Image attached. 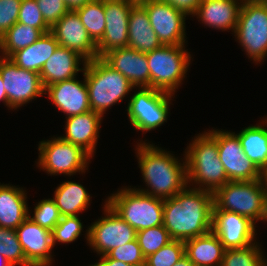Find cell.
Returning <instances> with one entry per match:
<instances>
[{
	"label": "cell",
	"mask_w": 267,
	"mask_h": 266,
	"mask_svg": "<svg viewBox=\"0 0 267 266\" xmlns=\"http://www.w3.org/2000/svg\"><path fill=\"white\" fill-rule=\"evenodd\" d=\"M213 192L187 186L164 199L163 226L172 240L186 241L212 230Z\"/></svg>",
	"instance_id": "obj_1"
},
{
	"label": "cell",
	"mask_w": 267,
	"mask_h": 266,
	"mask_svg": "<svg viewBox=\"0 0 267 266\" xmlns=\"http://www.w3.org/2000/svg\"><path fill=\"white\" fill-rule=\"evenodd\" d=\"M146 141L138 142L135 153L147 189H134L156 198L174 197L188 186L185 157L181 163L170 151Z\"/></svg>",
	"instance_id": "obj_2"
},
{
	"label": "cell",
	"mask_w": 267,
	"mask_h": 266,
	"mask_svg": "<svg viewBox=\"0 0 267 266\" xmlns=\"http://www.w3.org/2000/svg\"><path fill=\"white\" fill-rule=\"evenodd\" d=\"M185 150L188 186L195 184L193 188L214 193L229 182L219 158L217 140L209 132L195 136Z\"/></svg>",
	"instance_id": "obj_3"
},
{
	"label": "cell",
	"mask_w": 267,
	"mask_h": 266,
	"mask_svg": "<svg viewBox=\"0 0 267 266\" xmlns=\"http://www.w3.org/2000/svg\"><path fill=\"white\" fill-rule=\"evenodd\" d=\"M85 76L91 110L106 114L107 109L121 102L135 87L131 82L109 66L102 58L86 62Z\"/></svg>",
	"instance_id": "obj_4"
},
{
	"label": "cell",
	"mask_w": 267,
	"mask_h": 266,
	"mask_svg": "<svg viewBox=\"0 0 267 266\" xmlns=\"http://www.w3.org/2000/svg\"><path fill=\"white\" fill-rule=\"evenodd\" d=\"M213 210L235 212L254 223L267 221V198L261 179L229 181L213 193Z\"/></svg>",
	"instance_id": "obj_5"
},
{
	"label": "cell",
	"mask_w": 267,
	"mask_h": 266,
	"mask_svg": "<svg viewBox=\"0 0 267 266\" xmlns=\"http://www.w3.org/2000/svg\"><path fill=\"white\" fill-rule=\"evenodd\" d=\"M136 232L163 225L164 199L123 187L105 201Z\"/></svg>",
	"instance_id": "obj_6"
},
{
	"label": "cell",
	"mask_w": 267,
	"mask_h": 266,
	"mask_svg": "<svg viewBox=\"0 0 267 266\" xmlns=\"http://www.w3.org/2000/svg\"><path fill=\"white\" fill-rule=\"evenodd\" d=\"M149 64L150 88L175 95L183 84L191 62L185 45H162L146 53Z\"/></svg>",
	"instance_id": "obj_7"
},
{
	"label": "cell",
	"mask_w": 267,
	"mask_h": 266,
	"mask_svg": "<svg viewBox=\"0 0 267 266\" xmlns=\"http://www.w3.org/2000/svg\"><path fill=\"white\" fill-rule=\"evenodd\" d=\"M234 36L256 64L267 57V0H243Z\"/></svg>",
	"instance_id": "obj_8"
},
{
	"label": "cell",
	"mask_w": 267,
	"mask_h": 266,
	"mask_svg": "<svg viewBox=\"0 0 267 266\" xmlns=\"http://www.w3.org/2000/svg\"><path fill=\"white\" fill-rule=\"evenodd\" d=\"M38 151L37 166L51 176L58 174L72 176L77 172L85 173L93 157L82 147L64 141L60 137L42 140L38 145Z\"/></svg>",
	"instance_id": "obj_9"
},
{
	"label": "cell",
	"mask_w": 267,
	"mask_h": 266,
	"mask_svg": "<svg viewBox=\"0 0 267 266\" xmlns=\"http://www.w3.org/2000/svg\"><path fill=\"white\" fill-rule=\"evenodd\" d=\"M173 95L154 88H138L127 106L131 125L137 130L148 132L167 122Z\"/></svg>",
	"instance_id": "obj_10"
},
{
	"label": "cell",
	"mask_w": 267,
	"mask_h": 266,
	"mask_svg": "<svg viewBox=\"0 0 267 266\" xmlns=\"http://www.w3.org/2000/svg\"><path fill=\"white\" fill-rule=\"evenodd\" d=\"M104 203V217L91 223L86 230L85 237L87 244L100 256L106 255L112 249L135 240L137 233L106 202Z\"/></svg>",
	"instance_id": "obj_11"
},
{
	"label": "cell",
	"mask_w": 267,
	"mask_h": 266,
	"mask_svg": "<svg viewBox=\"0 0 267 266\" xmlns=\"http://www.w3.org/2000/svg\"><path fill=\"white\" fill-rule=\"evenodd\" d=\"M0 76L12 110L45 94L40 74L19 68L9 57L0 56Z\"/></svg>",
	"instance_id": "obj_12"
},
{
	"label": "cell",
	"mask_w": 267,
	"mask_h": 266,
	"mask_svg": "<svg viewBox=\"0 0 267 266\" xmlns=\"http://www.w3.org/2000/svg\"><path fill=\"white\" fill-rule=\"evenodd\" d=\"M218 144V154L229 181H255L261 171L247 158L235 132L209 130Z\"/></svg>",
	"instance_id": "obj_13"
},
{
	"label": "cell",
	"mask_w": 267,
	"mask_h": 266,
	"mask_svg": "<svg viewBox=\"0 0 267 266\" xmlns=\"http://www.w3.org/2000/svg\"><path fill=\"white\" fill-rule=\"evenodd\" d=\"M141 5L163 45H185V20L188 15L184 11L161 0H151Z\"/></svg>",
	"instance_id": "obj_14"
},
{
	"label": "cell",
	"mask_w": 267,
	"mask_h": 266,
	"mask_svg": "<svg viewBox=\"0 0 267 266\" xmlns=\"http://www.w3.org/2000/svg\"><path fill=\"white\" fill-rule=\"evenodd\" d=\"M134 4L127 0H104L105 31L97 44V57L128 47V19Z\"/></svg>",
	"instance_id": "obj_15"
},
{
	"label": "cell",
	"mask_w": 267,
	"mask_h": 266,
	"mask_svg": "<svg viewBox=\"0 0 267 266\" xmlns=\"http://www.w3.org/2000/svg\"><path fill=\"white\" fill-rule=\"evenodd\" d=\"M212 231L225 249L245 248L256 242L255 223L235 212L213 210Z\"/></svg>",
	"instance_id": "obj_16"
},
{
	"label": "cell",
	"mask_w": 267,
	"mask_h": 266,
	"mask_svg": "<svg viewBox=\"0 0 267 266\" xmlns=\"http://www.w3.org/2000/svg\"><path fill=\"white\" fill-rule=\"evenodd\" d=\"M50 32L59 46L78 53L87 62L97 58V44L89 36L76 11L69 10L50 28Z\"/></svg>",
	"instance_id": "obj_17"
},
{
	"label": "cell",
	"mask_w": 267,
	"mask_h": 266,
	"mask_svg": "<svg viewBox=\"0 0 267 266\" xmlns=\"http://www.w3.org/2000/svg\"><path fill=\"white\" fill-rule=\"evenodd\" d=\"M26 261L31 266H50L53 244L52 231L35 223L29 217L16 229Z\"/></svg>",
	"instance_id": "obj_18"
},
{
	"label": "cell",
	"mask_w": 267,
	"mask_h": 266,
	"mask_svg": "<svg viewBox=\"0 0 267 266\" xmlns=\"http://www.w3.org/2000/svg\"><path fill=\"white\" fill-rule=\"evenodd\" d=\"M83 80L73 77L45 88V95L47 93L53 105L66 114V118L91 111L85 76Z\"/></svg>",
	"instance_id": "obj_19"
},
{
	"label": "cell",
	"mask_w": 267,
	"mask_h": 266,
	"mask_svg": "<svg viewBox=\"0 0 267 266\" xmlns=\"http://www.w3.org/2000/svg\"><path fill=\"white\" fill-rule=\"evenodd\" d=\"M102 59L125 76L136 88H150L149 64L146 53L130 47L112 50Z\"/></svg>",
	"instance_id": "obj_20"
},
{
	"label": "cell",
	"mask_w": 267,
	"mask_h": 266,
	"mask_svg": "<svg viewBox=\"0 0 267 266\" xmlns=\"http://www.w3.org/2000/svg\"><path fill=\"white\" fill-rule=\"evenodd\" d=\"M102 118L101 114L92 110L68 117L65 123L66 135L60 136V138L82 147L91 156H94Z\"/></svg>",
	"instance_id": "obj_21"
},
{
	"label": "cell",
	"mask_w": 267,
	"mask_h": 266,
	"mask_svg": "<svg viewBox=\"0 0 267 266\" xmlns=\"http://www.w3.org/2000/svg\"><path fill=\"white\" fill-rule=\"evenodd\" d=\"M240 3H239V2ZM243 0H202L192 17L217 30L234 33Z\"/></svg>",
	"instance_id": "obj_22"
},
{
	"label": "cell",
	"mask_w": 267,
	"mask_h": 266,
	"mask_svg": "<svg viewBox=\"0 0 267 266\" xmlns=\"http://www.w3.org/2000/svg\"><path fill=\"white\" fill-rule=\"evenodd\" d=\"M86 62L78 53L58 46L39 73L44 89L54 83L76 77L79 71H84ZM81 63L84 67L79 68Z\"/></svg>",
	"instance_id": "obj_23"
},
{
	"label": "cell",
	"mask_w": 267,
	"mask_h": 266,
	"mask_svg": "<svg viewBox=\"0 0 267 266\" xmlns=\"http://www.w3.org/2000/svg\"><path fill=\"white\" fill-rule=\"evenodd\" d=\"M26 190L0 184V227L16 230L28 217Z\"/></svg>",
	"instance_id": "obj_24"
},
{
	"label": "cell",
	"mask_w": 267,
	"mask_h": 266,
	"mask_svg": "<svg viewBox=\"0 0 267 266\" xmlns=\"http://www.w3.org/2000/svg\"><path fill=\"white\" fill-rule=\"evenodd\" d=\"M162 45L151 26L145 8L134 4L128 19V47L147 53Z\"/></svg>",
	"instance_id": "obj_25"
},
{
	"label": "cell",
	"mask_w": 267,
	"mask_h": 266,
	"mask_svg": "<svg viewBox=\"0 0 267 266\" xmlns=\"http://www.w3.org/2000/svg\"><path fill=\"white\" fill-rule=\"evenodd\" d=\"M185 255L195 266H221L225 248L211 230L184 242Z\"/></svg>",
	"instance_id": "obj_26"
},
{
	"label": "cell",
	"mask_w": 267,
	"mask_h": 266,
	"mask_svg": "<svg viewBox=\"0 0 267 266\" xmlns=\"http://www.w3.org/2000/svg\"><path fill=\"white\" fill-rule=\"evenodd\" d=\"M58 46L54 35L47 32L33 44L16 51L10 59L19 68L40 73L45 62L52 56Z\"/></svg>",
	"instance_id": "obj_27"
},
{
	"label": "cell",
	"mask_w": 267,
	"mask_h": 266,
	"mask_svg": "<svg viewBox=\"0 0 267 266\" xmlns=\"http://www.w3.org/2000/svg\"><path fill=\"white\" fill-rule=\"evenodd\" d=\"M91 197L82 184L64 181L54 191L53 200L62 217L78 216L88 208Z\"/></svg>",
	"instance_id": "obj_28"
},
{
	"label": "cell",
	"mask_w": 267,
	"mask_h": 266,
	"mask_svg": "<svg viewBox=\"0 0 267 266\" xmlns=\"http://www.w3.org/2000/svg\"><path fill=\"white\" fill-rule=\"evenodd\" d=\"M262 122V125H251L237 133L247 158L260 171L267 167V117Z\"/></svg>",
	"instance_id": "obj_29"
},
{
	"label": "cell",
	"mask_w": 267,
	"mask_h": 266,
	"mask_svg": "<svg viewBox=\"0 0 267 266\" xmlns=\"http://www.w3.org/2000/svg\"><path fill=\"white\" fill-rule=\"evenodd\" d=\"M43 34L38 28L16 22L0 37V56L10 58L16 51L33 44Z\"/></svg>",
	"instance_id": "obj_30"
},
{
	"label": "cell",
	"mask_w": 267,
	"mask_h": 266,
	"mask_svg": "<svg viewBox=\"0 0 267 266\" xmlns=\"http://www.w3.org/2000/svg\"><path fill=\"white\" fill-rule=\"evenodd\" d=\"M89 36L97 43L105 31L104 0H92L75 10Z\"/></svg>",
	"instance_id": "obj_31"
},
{
	"label": "cell",
	"mask_w": 267,
	"mask_h": 266,
	"mask_svg": "<svg viewBox=\"0 0 267 266\" xmlns=\"http://www.w3.org/2000/svg\"><path fill=\"white\" fill-rule=\"evenodd\" d=\"M262 250L259 242L245 248L225 249L221 266H264Z\"/></svg>",
	"instance_id": "obj_32"
},
{
	"label": "cell",
	"mask_w": 267,
	"mask_h": 266,
	"mask_svg": "<svg viewBox=\"0 0 267 266\" xmlns=\"http://www.w3.org/2000/svg\"><path fill=\"white\" fill-rule=\"evenodd\" d=\"M0 254L3 255L12 266H31L26 261L17 232L14 229L0 227Z\"/></svg>",
	"instance_id": "obj_33"
},
{
	"label": "cell",
	"mask_w": 267,
	"mask_h": 266,
	"mask_svg": "<svg viewBox=\"0 0 267 266\" xmlns=\"http://www.w3.org/2000/svg\"><path fill=\"white\" fill-rule=\"evenodd\" d=\"M136 239L145 258L172 241L163 225L138 231Z\"/></svg>",
	"instance_id": "obj_34"
},
{
	"label": "cell",
	"mask_w": 267,
	"mask_h": 266,
	"mask_svg": "<svg viewBox=\"0 0 267 266\" xmlns=\"http://www.w3.org/2000/svg\"><path fill=\"white\" fill-rule=\"evenodd\" d=\"M185 256L184 241L172 240L145 258L144 266H173Z\"/></svg>",
	"instance_id": "obj_35"
},
{
	"label": "cell",
	"mask_w": 267,
	"mask_h": 266,
	"mask_svg": "<svg viewBox=\"0 0 267 266\" xmlns=\"http://www.w3.org/2000/svg\"><path fill=\"white\" fill-rule=\"evenodd\" d=\"M29 218L41 227L53 231L62 216L55 201L48 198L36 203V206L34 207V215L31 217L29 212Z\"/></svg>",
	"instance_id": "obj_36"
},
{
	"label": "cell",
	"mask_w": 267,
	"mask_h": 266,
	"mask_svg": "<svg viewBox=\"0 0 267 266\" xmlns=\"http://www.w3.org/2000/svg\"><path fill=\"white\" fill-rule=\"evenodd\" d=\"M83 226L79 214L78 216H63L52 231L54 247L56 242L65 244L75 242L81 236Z\"/></svg>",
	"instance_id": "obj_37"
},
{
	"label": "cell",
	"mask_w": 267,
	"mask_h": 266,
	"mask_svg": "<svg viewBox=\"0 0 267 266\" xmlns=\"http://www.w3.org/2000/svg\"><path fill=\"white\" fill-rule=\"evenodd\" d=\"M17 22L38 28L43 33L50 32L51 28L45 22L36 0H22Z\"/></svg>",
	"instance_id": "obj_38"
},
{
	"label": "cell",
	"mask_w": 267,
	"mask_h": 266,
	"mask_svg": "<svg viewBox=\"0 0 267 266\" xmlns=\"http://www.w3.org/2000/svg\"><path fill=\"white\" fill-rule=\"evenodd\" d=\"M106 256L133 266L145 265V257L141 252L137 239L112 249Z\"/></svg>",
	"instance_id": "obj_39"
},
{
	"label": "cell",
	"mask_w": 267,
	"mask_h": 266,
	"mask_svg": "<svg viewBox=\"0 0 267 266\" xmlns=\"http://www.w3.org/2000/svg\"><path fill=\"white\" fill-rule=\"evenodd\" d=\"M45 22L52 27L68 11L64 0H36Z\"/></svg>",
	"instance_id": "obj_40"
},
{
	"label": "cell",
	"mask_w": 267,
	"mask_h": 266,
	"mask_svg": "<svg viewBox=\"0 0 267 266\" xmlns=\"http://www.w3.org/2000/svg\"><path fill=\"white\" fill-rule=\"evenodd\" d=\"M21 2L0 0V37L18 21Z\"/></svg>",
	"instance_id": "obj_41"
},
{
	"label": "cell",
	"mask_w": 267,
	"mask_h": 266,
	"mask_svg": "<svg viewBox=\"0 0 267 266\" xmlns=\"http://www.w3.org/2000/svg\"><path fill=\"white\" fill-rule=\"evenodd\" d=\"M184 11L188 16L192 15L202 0H161Z\"/></svg>",
	"instance_id": "obj_42"
},
{
	"label": "cell",
	"mask_w": 267,
	"mask_h": 266,
	"mask_svg": "<svg viewBox=\"0 0 267 266\" xmlns=\"http://www.w3.org/2000/svg\"><path fill=\"white\" fill-rule=\"evenodd\" d=\"M98 261L99 262H96L89 266H133L122 261L108 258L106 255L101 256Z\"/></svg>",
	"instance_id": "obj_43"
},
{
	"label": "cell",
	"mask_w": 267,
	"mask_h": 266,
	"mask_svg": "<svg viewBox=\"0 0 267 266\" xmlns=\"http://www.w3.org/2000/svg\"><path fill=\"white\" fill-rule=\"evenodd\" d=\"M92 0H64L66 6L69 10H77L82 6L86 5L87 3L91 2Z\"/></svg>",
	"instance_id": "obj_44"
},
{
	"label": "cell",
	"mask_w": 267,
	"mask_h": 266,
	"mask_svg": "<svg viewBox=\"0 0 267 266\" xmlns=\"http://www.w3.org/2000/svg\"><path fill=\"white\" fill-rule=\"evenodd\" d=\"M0 101H3V103L8 107L7 93L4 88V82L1 76H0Z\"/></svg>",
	"instance_id": "obj_45"
},
{
	"label": "cell",
	"mask_w": 267,
	"mask_h": 266,
	"mask_svg": "<svg viewBox=\"0 0 267 266\" xmlns=\"http://www.w3.org/2000/svg\"><path fill=\"white\" fill-rule=\"evenodd\" d=\"M260 179L264 188L265 196L267 198V167L261 170Z\"/></svg>",
	"instance_id": "obj_46"
},
{
	"label": "cell",
	"mask_w": 267,
	"mask_h": 266,
	"mask_svg": "<svg viewBox=\"0 0 267 266\" xmlns=\"http://www.w3.org/2000/svg\"><path fill=\"white\" fill-rule=\"evenodd\" d=\"M173 266H195V265L185 255L178 262H176Z\"/></svg>",
	"instance_id": "obj_47"
},
{
	"label": "cell",
	"mask_w": 267,
	"mask_h": 266,
	"mask_svg": "<svg viewBox=\"0 0 267 266\" xmlns=\"http://www.w3.org/2000/svg\"><path fill=\"white\" fill-rule=\"evenodd\" d=\"M0 266H12L9 261L3 256L0 254Z\"/></svg>",
	"instance_id": "obj_48"
},
{
	"label": "cell",
	"mask_w": 267,
	"mask_h": 266,
	"mask_svg": "<svg viewBox=\"0 0 267 266\" xmlns=\"http://www.w3.org/2000/svg\"><path fill=\"white\" fill-rule=\"evenodd\" d=\"M128 2L132 3V4H143V3H146V2H150L151 0H127Z\"/></svg>",
	"instance_id": "obj_49"
},
{
	"label": "cell",
	"mask_w": 267,
	"mask_h": 266,
	"mask_svg": "<svg viewBox=\"0 0 267 266\" xmlns=\"http://www.w3.org/2000/svg\"><path fill=\"white\" fill-rule=\"evenodd\" d=\"M264 266H267V259H264Z\"/></svg>",
	"instance_id": "obj_50"
}]
</instances>
